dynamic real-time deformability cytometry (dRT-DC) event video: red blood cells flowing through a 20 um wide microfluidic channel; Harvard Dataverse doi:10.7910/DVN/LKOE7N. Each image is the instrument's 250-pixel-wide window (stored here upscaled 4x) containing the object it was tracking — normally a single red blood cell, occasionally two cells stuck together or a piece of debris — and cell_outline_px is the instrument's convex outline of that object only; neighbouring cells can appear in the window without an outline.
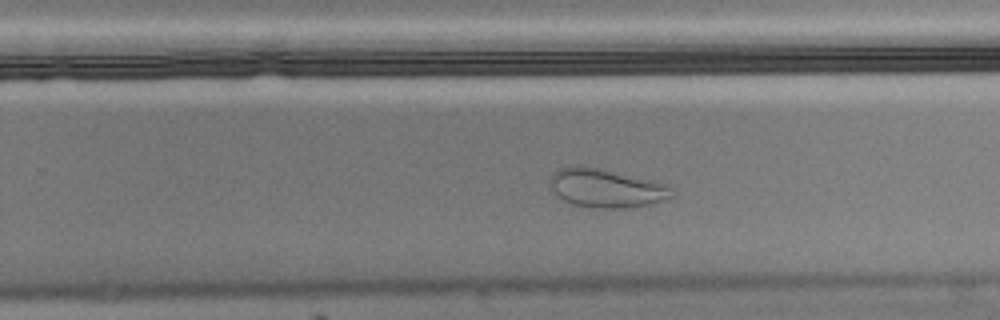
{"species": "Egyptian fruit bat (a non-hibernating species)", "species_latin": "Rousettus aegyptiacus", "temperature_condition": "cold", "stored_images_in_passage": 48, "camera_frame_rate_fps": 3000, "um_per_image_px": 0.085, "animal": {"sex": "male"}, "frame": {"image": 1, "passage_image": 35, "time_ms": 11.333, "image_size_px": [1000, 320], "cell_outline_px": [[672, 196], [648, 204], [624, 208], [596, 208], [572, 204], [556, 196], [552, 188], [552, 172], [560, 168], [576, 164], [580, 164], [668, 184], [672, 188]], "centroid_in_image_um": [51.48, 15.98], "position_along_channel_um": 278.3, "area_um2": 27.11}}